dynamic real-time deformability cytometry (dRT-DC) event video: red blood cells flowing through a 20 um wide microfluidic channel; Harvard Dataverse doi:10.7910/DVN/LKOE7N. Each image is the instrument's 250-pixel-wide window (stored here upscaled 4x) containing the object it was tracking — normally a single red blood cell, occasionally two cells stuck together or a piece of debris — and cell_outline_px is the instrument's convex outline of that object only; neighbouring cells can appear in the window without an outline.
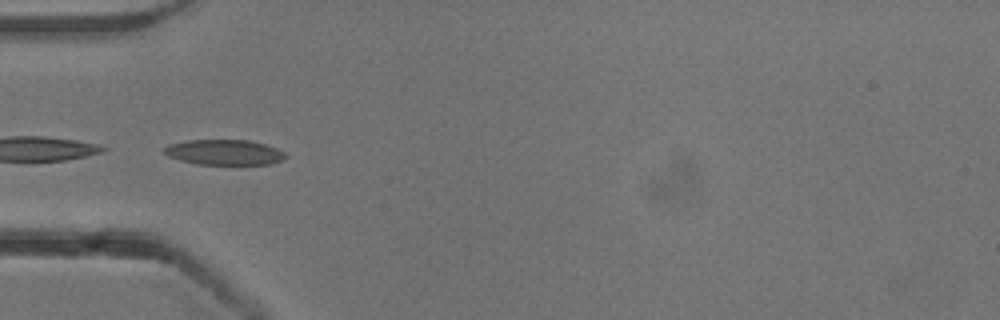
{"species": "common noctule bat (a hibernating species)", "species_latin": "Nyctalus noctula", "temperature_condition": "cold", "stored_images_in_passage": 38, "camera_frame_rate_fps": 3000, "um_per_image_px": 0.085, "animal": {"sex": "male", "body_mass_g": 13.3}, "frame": {"image": 1, "passage_image": 1, "time_ms": 0.0, "image_size_px": [1000, 320], "cell_outline_px": [[288, 156], [284, 160], [272, 164], [196, 164], [180, 160], [168, 156], [160, 152], [160, 148], [168, 144], [188, 140], [248, 140], [264, 144], [276, 148], [284, 152]], "centroid_in_image_um": [19.02, 12.94], "position_along_channel_um": 66.0, "area_um2": 18.15}}
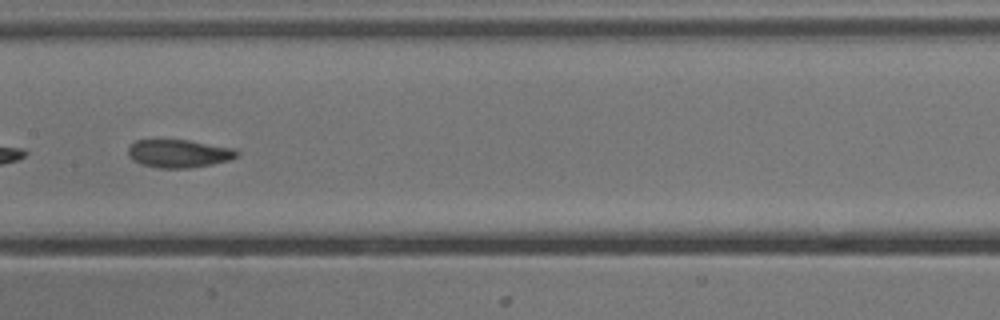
{"frame": {"image": 2, "passage_image": 11, "time_ms": 3.333, "image_size_px": [1000, 320], "cell_outline_px": [[240, 152], [236, 156], [228, 160], [212, 164], [188, 168], [160, 168], [140, 164], [132, 160], [128, 156], [128, 148], [136, 140], [188, 140], [236, 148]], "centroid_in_image_um": [15.2, 13.05], "position_along_channel_um": 192.2, "area_um2": 17.8}}
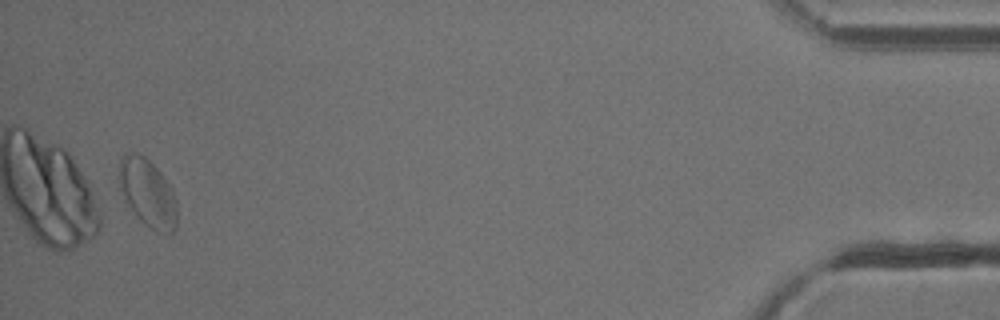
{"frame": {"image": 3, "passage_image": 36, "time_ms": 11.667, "image_size_px": [1000, 320], "cell_outline_px": [[176, 228], [168, 236], [156, 232], [148, 228], [136, 216], [124, 200], [120, 192], [120, 156], [132, 152], [136, 152], [144, 156], [160, 172], [172, 188], [176, 200]], "centroid_in_image_um": [12.56, 16.45], "position_along_channel_um": 422.6, "area_um2": 23.12}, "authors_computed_cell_mechanics": {"area_um2": 18.2937, "velocity_mm_per_s": 3.7831, "shape_relaxation_time_tau1_ms": 5.467, "shape_relaxation_time_tau2_ms": 1.4368, "deformation_change_tau1": 0.0892, "deformation_change_tau2": 0.0609}}